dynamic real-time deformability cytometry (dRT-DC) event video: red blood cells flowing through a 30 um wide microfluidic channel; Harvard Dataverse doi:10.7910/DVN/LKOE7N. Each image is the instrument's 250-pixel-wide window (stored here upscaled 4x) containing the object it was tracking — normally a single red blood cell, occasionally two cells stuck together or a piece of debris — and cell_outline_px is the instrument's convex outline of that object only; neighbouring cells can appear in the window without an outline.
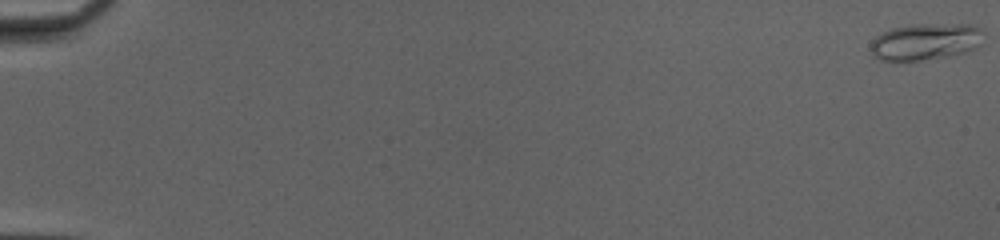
{"species": "common noctule bat (a hibernating species)", "species_latin": "Nyctalus noctula", "temperature_condition": "cold", "stored_images_in_passage": 52, "camera_frame_rate_fps": 3000, "um_per_image_px": 0.085, "animal": {"sex": "female", "body_mass_g": 20.0, "forearm_length_mm": 54.0}, "frame": {"image": 1, "passage_image": 1, "time_ms": 0.0, "image_size_px": [1000, 240], "cell_outline_px": [[984, 44], [976, 48], [964, 52], [948, 56], [920, 60], [880, 60], [872, 52], [872, 40], [876, 36], [892, 28], [912, 24], [976, 24], [984, 32]], "centroid_in_image_um": [78.77, 3.52], "position_along_channel_um": 6.2, "area_um2": 24.28}}
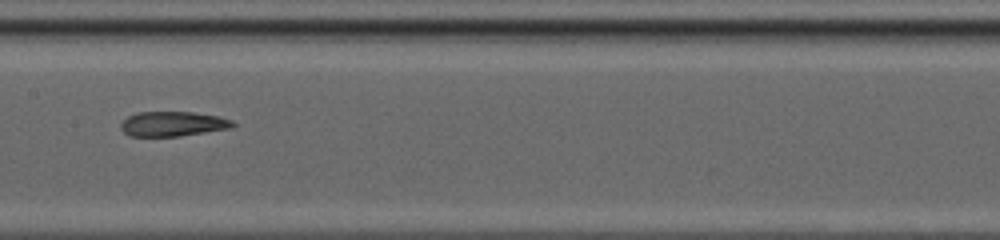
{"frame": {"image": 2, "passage_image": 29, "time_ms": 9.333, "image_size_px": [1000, 240], "cell_outline_px": [[236, 124], [232, 128], [180, 136], [128, 136], [120, 128], [120, 124], [128, 116], [136, 112], [192, 112], [216, 116], [232, 120]], "centroid_in_image_um": [14.67, 10.53], "position_along_channel_um": 192.7, "area_um2": 16.18}}
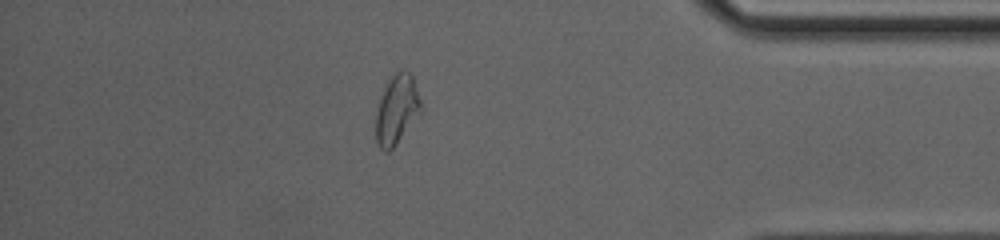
{"frame": {"image": 3, "passage_image": 46, "time_ms": 15.0, "image_size_px": [1000, 240], "cell_outline_px": [[420, 116], [396, 144], [388, 152], [384, 152], [380, 148], [376, 140], [376, 112], [380, 96], [388, 80], [396, 72], [404, 68], [412, 76], [420, 100]], "centroid_in_image_um": [33.71, 9.33], "position_along_channel_um": 401.5, "area_um2": 18.21}, "authors_computed_cell_mechanics": {"area_um2": 18.1203, "velocity_mm_per_s": 4.1654, "shape_relaxation_time_tau1_ms": null, "shape_relaxation_time_tau2_ms": 2.0822, "deformation_change_tau1": null, "deformation_change_tau2": 0.0939}}